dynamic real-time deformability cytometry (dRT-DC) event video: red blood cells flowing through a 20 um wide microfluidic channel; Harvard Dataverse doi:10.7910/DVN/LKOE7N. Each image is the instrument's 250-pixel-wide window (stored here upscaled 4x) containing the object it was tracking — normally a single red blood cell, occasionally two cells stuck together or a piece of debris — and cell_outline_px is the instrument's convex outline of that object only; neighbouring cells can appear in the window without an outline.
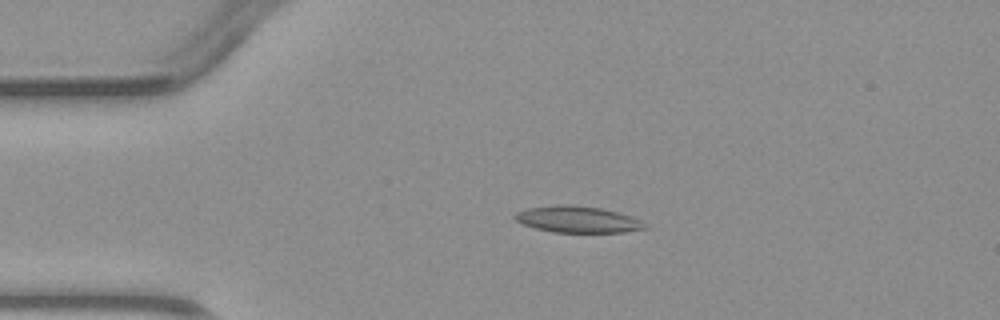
{"species": "common noctule bat (a hibernating species)", "species_latin": "Nyctalus noctula", "temperature_condition": "warm", "stored_images_in_passage": 5, "camera_frame_rate_fps": 3000, "um_per_image_px": 0.085, "animal": {"sex": "male", "body_mass_g": 23.1, "forearm_length_mm": 52.7}, "frame": {"image": 1, "passage_image": 3, "time_ms": 2.333, "image_size_px": [1000, 320], "cell_outline_px": [[648, 228], [624, 232], [552, 232], [536, 228], [524, 224], [516, 220], [512, 216], [516, 212], [528, 208], [556, 204], [572, 204], [600, 208], [632, 216], [640, 220]], "centroid_in_image_um": [49.08, 18.64], "position_along_channel_um": 35.9, "area_um2": 20.0}}
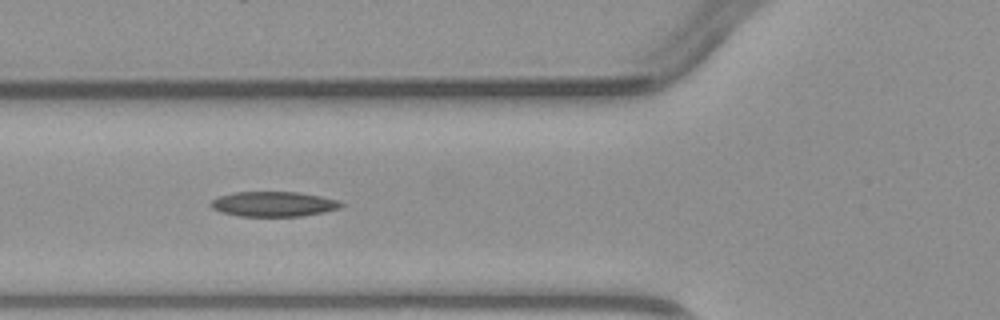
{"frame": {"image": 2, "passage_image": 5, "time_ms": 4.667, "image_size_px": [1000, 320], "cell_outline_px": [[344, 204], [340, 208], [324, 212], [300, 216], [240, 216], [220, 212], [212, 208], [212, 200], [220, 196], [236, 192], [296, 192], [320, 196], [340, 200]], "centroid_in_image_um": [23.29, 17.34], "position_along_channel_um": 102.5, "area_um2": 18.84}}